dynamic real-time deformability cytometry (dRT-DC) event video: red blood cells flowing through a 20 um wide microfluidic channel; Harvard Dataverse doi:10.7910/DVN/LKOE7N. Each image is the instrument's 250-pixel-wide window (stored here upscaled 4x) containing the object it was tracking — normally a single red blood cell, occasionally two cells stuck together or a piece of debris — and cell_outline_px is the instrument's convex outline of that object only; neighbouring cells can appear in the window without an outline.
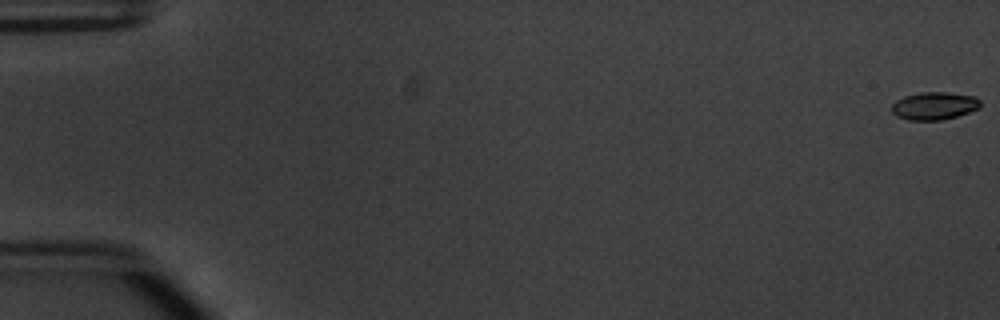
{"species": "common noctule bat (a hibernating species)", "species_latin": "Nyctalus noctula", "temperature_condition": "warm", "stored_images_in_passage": 17, "camera_frame_rate_fps": 3000, "um_per_image_px": 0.085, "animal": {"sex": "male", "body_mass_g": 20.1, "forearm_length_mm": 53.5}, "frame": {"image": 1, "passage_image": 1, "time_ms": 0.0, "image_size_px": [1000, 320], "cell_outline_px": [[980, 108], [956, 116], [940, 120], [908, 120], [896, 116], [892, 112], [892, 104], [896, 100], [904, 96], [920, 92], [944, 92], [976, 96], [980, 100]], "centroid_in_image_um": [79.4, 8.99], "position_along_channel_um": 5.6, "area_um2": 14.33}}
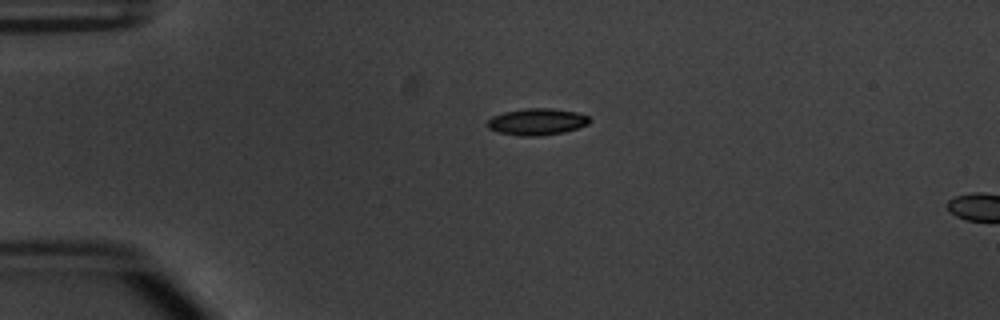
{"frame": {"image": 2, "passage_image": 14, "time_ms": 4.333, "image_size_px": [1000, 320], "cell_outline_px": [[592, 120], [588, 124], [564, 132], [540, 136], [520, 136], [496, 132], [488, 128], [488, 120], [492, 116], [504, 112], [524, 108], [552, 108], [576, 112], [588, 116]], "centroid_in_image_um": [45.63, 10.35], "position_along_channel_um": 39.4, "area_um2": 15.95}}